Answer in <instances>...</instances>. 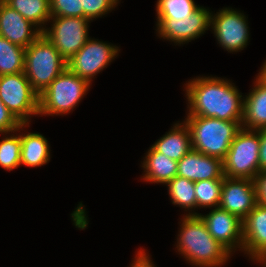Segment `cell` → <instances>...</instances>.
<instances>
[{
  "mask_svg": "<svg viewBox=\"0 0 266 267\" xmlns=\"http://www.w3.org/2000/svg\"><path fill=\"white\" fill-rule=\"evenodd\" d=\"M228 78L197 76L184 83L187 99L186 116L213 117L226 121H242L244 96Z\"/></svg>",
  "mask_w": 266,
  "mask_h": 267,
  "instance_id": "obj_1",
  "label": "cell"
},
{
  "mask_svg": "<svg viewBox=\"0 0 266 267\" xmlns=\"http://www.w3.org/2000/svg\"><path fill=\"white\" fill-rule=\"evenodd\" d=\"M175 251L193 267H222L233 256L208 232L200 215L182 216Z\"/></svg>",
  "mask_w": 266,
  "mask_h": 267,
  "instance_id": "obj_2",
  "label": "cell"
},
{
  "mask_svg": "<svg viewBox=\"0 0 266 267\" xmlns=\"http://www.w3.org/2000/svg\"><path fill=\"white\" fill-rule=\"evenodd\" d=\"M191 134L192 149L224 160L242 121L213 117L186 116L183 120Z\"/></svg>",
  "mask_w": 266,
  "mask_h": 267,
  "instance_id": "obj_3",
  "label": "cell"
},
{
  "mask_svg": "<svg viewBox=\"0 0 266 267\" xmlns=\"http://www.w3.org/2000/svg\"><path fill=\"white\" fill-rule=\"evenodd\" d=\"M92 86L66 68L39 95V116L67 115L79 106Z\"/></svg>",
  "mask_w": 266,
  "mask_h": 267,
  "instance_id": "obj_4",
  "label": "cell"
},
{
  "mask_svg": "<svg viewBox=\"0 0 266 267\" xmlns=\"http://www.w3.org/2000/svg\"><path fill=\"white\" fill-rule=\"evenodd\" d=\"M66 68V60L44 34L25 48L24 73L39 95Z\"/></svg>",
  "mask_w": 266,
  "mask_h": 267,
  "instance_id": "obj_5",
  "label": "cell"
},
{
  "mask_svg": "<svg viewBox=\"0 0 266 267\" xmlns=\"http://www.w3.org/2000/svg\"><path fill=\"white\" fill-rule=\"evenodd\" d=\"M259 129L241 128L223 160L224 176L255 180L260 170Z\"/></svg>",
  "mask_w": 266,
  "mask_h": 267,
  "instance_id": "obj_6",
  "label": "cell"
},
{
  "mask_svg": "<svg viewBox=\"0 0 266 267\" xmlns=\"http://www.w3.org/2000/svg\"><path fill=\"white\" fill-rule=\"evenodd\" d=\"M0 100L21 124L39 115V94L24 72L0 76Z\"/></svg>",
  "mask_w": 266,
  "mask_h": 267,
  "instance_id": "obj_7",
  "label": "cell"
},
{
  "mask_svg": "<svg viewBox=\"0 0 266 267\" xmlns=\"http://www.w3.org/2000/svg\"><path fill=\"white\" fill-rule=\"evenodd\" d=\"M213 13L211 12L210 31L216 37L217 44L232 54L244 50L250 42L248 17L232 7H223Z\"/></svg>",
  "mask_w": 266,
  "mask_h": 267,
  "instance_id": "obj_8",
  "label": "cell"
},
{
  "mask_svg": "<svg viewBox=\"0 0 266 267\" xmlns=\"http://www.w3.org/2000/svg\"><path fill=\"white\" fill-rule=\"evenodd\" d=\"M42 32L60 55L68 61L90 38L91 21L85 17H51Z\"/></svg>",
  "mask_w": 266,
  "mask_h": 267,
  "instance_id": "obj_9",
  "label": "cell"
},
{
  "mask_svg": "<svg viewBox=\"0 0 266 267\" xmlns=\"http://www.w3.org/2000/svg\"><path fill=\"white\" fill-rule=\"evenodd\" d=\"M119 52L118 46L90 37L84 46L66 61L67 68L92 85L94 77L107 68Z\"/></svg>",
  "mask_w": 266,
  "mask_h": 267,
  "instance_id": "obj_10",
  "label": "cell"
},
{
  "mask_svg": "<svg viewBox=\"0 0 266 267\" xmlns=\"http://www.w3.org/2000/svg\"><path fill=\"white\" fill-rule=\"evenodd\" d=\"M211 12L209 8L200 6L186 19H156V34L175 46L188 44L210 29Z\"/></svg>",
  "mask_w": 266,
  "mask_h": 267,
  "instance_id": "obj_11",
  "label": "cell"
},
{
  "mask_svg": "<svg viewBox=\"0 0 266 267\" xmlns=\"http://www.w3.org/2000/svg\"><path fill=\"white\" fill-rule=\"evenodd\" d=\"M208 232L231 254L243 252V221L236 215L219 207L210 208L209 213L201 214ZM239 249V250H238Z\"/></svg>",
  "mask_w": 266,
  "mask_h": 267,
  "instance_id": "obj_12",
  "label": "cell"
},
{
  "mask_svg": "<svg viewBox=\"0 0 266 267\" xmlns=\"http://www.w3.org/2000/svg\"><path fill=\"white\" fill-rule=\"evenodd\" d=\"M257 204L255 181L251 179H223L219 208L244 220Z\"/></svg>",
  "mask_w": 266,
  "mask_h": 267,
  "instance_id": "obj_13",
  "label": "cell"
},
{
  "mask_svg": "<svg viewBox=\"0 0 266 267\" xmlns=\"http://www.w3.org/2000/svg\"><path fill=\"white\" fill-rule=\"evenodd\" d=\"M243 253L254 264L266 266V206L259 203L243 220Z\"/></svg>",
  "mask_w": 266,
  "mask_h": 267,
  "instance_id": "obj_14",
  "label": "cell"
},
{
  "mask_svg": "<svg viewBox=\"0 0 266 267\" xmlns=\"http://www.w3.org/2000/svg\"><path fill=\"white\" fill-rule=\"evenodd\" d=\"M42 32L16 10L0 0V36L22 48H27Z\"/></svg>",
  "mask_w": 266,
  "mask_h": 267,
  "instance_id": "obj_15",
  "label": "cell"
},
{
  "mask_svg": "<svg viewBox=\"0 0 266 267\" xmlns=\"http://www.w3.org/2000/svg\"><path fill=\"white\" fill-rule=\"evenodd\" d=\"M177 176L193 182L224 179L223 160L191 149L178 161Z\"/></svg>",
  "mask_w": 266,
  "mask_h": 267,
  "instance_id": "obj_16",
  "label": "cell"
},
{
  "mask_svg": "<svg viewBox=\"0 0 266 267\" xmlns=\"http://www.w3.org/2000/svg\"><path fill=\"white\" fill-rule=\"evenodd\" d=\"M253 87L244 95L241 127L249 130L266 128V82L255 75Z\"/></svg>",
  "mask_w": 266,
  "mask_h": 267,
  "instance_id": "obj_17",
  "label": "cell"
},
{
  "mask_svg": "<svg viewBox=\"0 0 266 267\" xmlns=\"http://www.w3.org/2000/svg\"><path fill=\"white\" fill-rule=\"evenodd\" d=\"M142 160L140 166L144 171L140 178L146 183L166 185L177 176L178 161L157 152L152 146L146 151Z\"/></svg>",
  "mask_w": 266,
  "mask_h": 267,
  "instance_id": "obj_18",
  "label": "cell"
},
{
  "mask_svg": "<svg viewBox=\"0 0 266 267\" xmlns=\"http://www.w3.org/2000/svg\"><path fill=\"white\" fill-rule=\"evenodd\" d=\"M29 125L21 124V166L41 167L50 162V145L43 134L26 131V127H30Z\"/></svg>",
  "mask_w": 266,
  "mask_h": 267,
  "instance_id": "obj_19",
  "label": "cell"
},
{
  "mask_svg": "<svg viewBox=\"0 0 266 267\" xmlns=\"http://www.w3.org/2000/svg\"><path fill=\"white\" fill-rule=\"evenodd\" d=\"M151 146L170 159L179 161L192 149L191 134L188 126L183 120L175 122L170 131L166 132Z\"/></svg>",
  "mask_w": 266,
  "mask_h": 267,
  "instance_id": "obj_20",
  "label": "cell"
},
{
  "mask_svg": "<svg viewBox=\"0 0 266 267\" xmlns=\"http://www.w3.org/2000/svg\"><path fill=\"white\" fill-rule=\"evenodd\" d=\"M16 10L26 20L35 25L41 32L51 18L50 0H2Z\"/></svg>",
  "mask_w": 266,
  "mask_h": 267,
  "instance_id": "obj_21",
  "label": "cell"
},
{
  "mask_svg": "<svg viewBox=\"0 0 266 267\" xmlns=\"http://www.w3.org/2000/svg\"><path fill=\"white\" fill-rule=\"evenodd\" d=\"M166 186L169 199L173 205L188 212L187 215H199L196 210L195 182L184 177L175 176Z\"/></svg>",
  "mask_w": 266,
  "mask_h": 267,
  "instance_id": "obj_22",
  "label": "cell"
},
{
  "mask_svg": "<svg viewBox=\"0 0 266 267\" xmlns=\"http://www.w3.org/2000/svg\"><path fill=\"white\" fill-rule=\"evenodd\" d=\"M0 135V167L7 171L17 169L21 166V125L15 131Z\"/></svg>",
  "mask_w": 266,
  "mask_h": 267,
  "instance_id": "obj_23",
  "label": "cell"
},
{
  "mask_svg": "<svg viewBox=\"0 0 266 267\" xmlns=\"http://www.w3.org/2000/svg\"><path fill=\"white\" fill-rule=\"evenodd\" d=\"M25 48L0 36V76L24 72Z\"/></svg>",
  "mask_w": 266,
  "mask_h": 267,
  "instance_id": "obj_24",
  "label": "cell"
},
{
  "mask_svg": "<svg viewBox=\"0 0 266 267\" xmlns=\"http://www.w3.org/2000/svg\"><path fill=\"white\" fill-rule=\"evenodd\" d=\"M157 19H186L193 14L200 5L194 0H157L156 2Z\"/></svg>",
  "mask_w": 266,
  "mask_h": 267,
  "instance_id": "obj_25",
  "label": "cell"
},
{
  "mask_svg": "<svg viewBox=\"0 0 266 267\" xmlns=\"http://www.w3.org/2000/svg\"><path fill=\"white\" fill-rule=\"evenodd\" d=\"M223 179L201 180L195 182L196 209L217 208L220 204Z\"/></svg>",
  "mask_w": 266,
  "mask_h": 267,
  "instance_id": "obj_26",
  "label": "cell"
},
{
  "mask_svg": "<svg viewBox=\"0 0 266 267\" xmlns=\"http://www.w3.org/2000/svg\"><path fill=\"white\" fill-rule=\"evenodd\" d=\"M121 0H81L83 7V17L93 20L102 18L117 8Z\"/></svg>",
  "mask_w": 266,
  "mask_h": 267,
  "instance_id": "obj_27",
  "label": "cell"
},
{
  "mask_svg": "<svg viewBox=\"0 0 266 267\" xmlns=\"http://www.w3.org/2000/svg\"><path fill=\"white\" fill-rule=\"evenodd\" d=\"M51 17H83L81 0H50Z\"/></svg>",
  "mask_w": 266,
  "mask_h": 267,
  "instance_id": "obj_28",
  "label": "cell"
},
{
  "mask_svg": "<svg viewBox=\"0 0 266 267\" xmlns=\"http://www.w3.org/2000/svg\"><path fill=\"white\" fill-rule=\"evenodd\" d=\"M20 125L21 123L0 100V133L15 131Z\"/></svg>",
  "mask_w": 266,
  "mask_h": 267,
  "instance_id": "obj_29",
  "label": "cell"
},
{
  "mask_svg": "<svg viewBox=\"0 0 266 267\" xmlns=\"http://www.w3.org/2000/svg\"><path fill=\"white\" fill-rule=\"evenodd\" d=\"M257 203L266 206V170L260 171L255 178Z\"/></svg>",
  "mask_w": 266,
  "mask_h": 267,
  "instance_id": "obj_30",
  "label": "cell"
},
{
  "mask_svg": "<svg viewBox=\"0 0 266 267\" xmlns=\"http://www.w3.org/2000/svg\"><path fill=\"white\" fill-rule=\"evenodd\" d=\"M147 250L145 248H140L136 251L135 257L133 258L130 263L129 267H156V265L153 263L151 257L149 256V253L146 252Z\"/></svg>",
  "mask_w": 266,
  "mask_h": 267,
  "instance_id": "obj_31",
  "label": "cell"
},
{
  "mask_svg": "<svg viewBox=\"0 0 266 267\" xmlns=\"http://www.w3.org/2000/svg\"><path fill=\"white\" fill-rule=\"evenodd\" d=\"M259 164L260 170H266V128L259 129Z\"/></svg>",
  "mask_w": 266,
  "mask_h": 267,
  "instance_id": "obj_32",
  "label": "cell"
},
{
  "mask_svg": "<svg viewBox=\"0 0 266 267\" xmlns=\"http://www.w3.org/2000/svg\"><path fill=\"white\" fill-rule=\"evenodd\" d=\"M264 61L265 62H263L261 69H259V73L257 74L264 82H266V60Z\"/></svg>",
  "mask_w": 266,
  "mask_h": 267,
  "instance_id": "obj_33",
  "label": "cell"
}]
</instances>
